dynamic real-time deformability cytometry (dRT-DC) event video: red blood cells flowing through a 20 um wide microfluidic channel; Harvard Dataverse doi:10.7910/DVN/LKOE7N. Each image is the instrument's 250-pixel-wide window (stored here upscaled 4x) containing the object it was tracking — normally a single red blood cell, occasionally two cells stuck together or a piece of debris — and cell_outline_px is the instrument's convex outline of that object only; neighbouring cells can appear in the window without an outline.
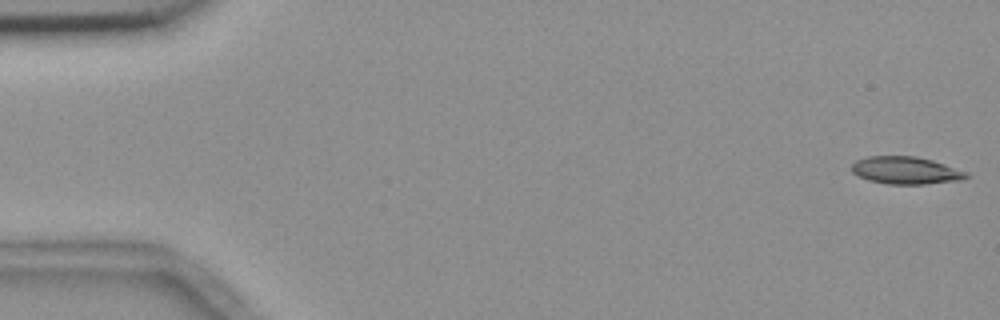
{"species": "common noctule bat (a hibernating species)", "species_latin": "Nyctalus noctula", "temperature_condition": "room temperature", "stored_images_in_passage": 55, "camera_frame_rate_fps": 3000, "um_per_image_px": 0.085, "animal": {"sex": "female", "body_mass_g": 18.4}, "frame": {"image": 1, "passage_image": 1, "time_ms": 0.0, "image_size_px": [1000, 320], "cell_outline_px": [[972, 176], [960, 180], [924, 184], [888, 184], [868, 180], [852, 172], [852, 164], [856, 160], [868, 156], [916, 156], [932, 160], [968, 172]], "centroid_in_image_um": [77.01, 14.48], "position_along_channel_um": 8.0, "area_um2": 18.32}}
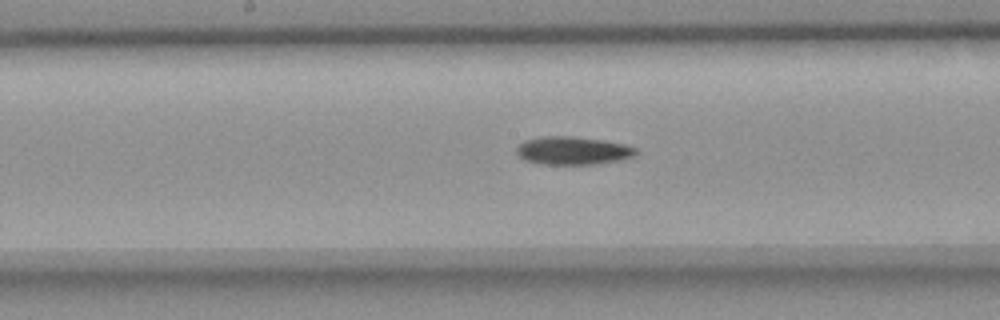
{"frame": {"image": 2, "passage_image": 28, "time_ms": 9.0, "image_size_px": [1000, 320], "cell_outline_px": [[640, 152], [632, 156], [620, 160], [600, 164], [540, 164], [524, 160], [516, 152], [516, 148], [524, 140], [544, 136], [572, 136], [604, 140], [624, 144], [636, 148]], "centroid_in_image_um": [48.7, 12.8], "position_along_channel_um": 199.5, "area_um2": 19.65}}
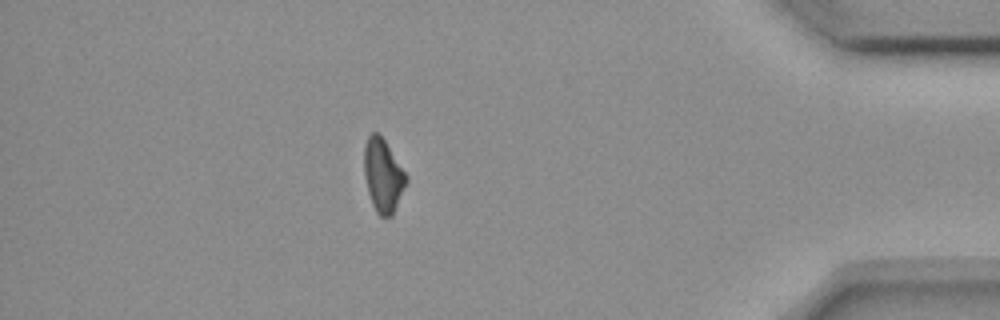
{"frame": {"image": 3, "passage_image": 48, "time_ms": 15.667, "image_size_px": [1000, 320], "cell_outline_px": [[408, 180], [392, 216], [380, 216], [376, 212], [372, 204], [368, 192], [364, 176], [364, 144], [368, 136], [372, 132], [376, 132], [384, 140], [408, 176]], "centroid_in_image_um": [32.55, 14.92], "position_along_channel_um": 402.7, "area_um2": 17.86}, "authors_computed_cell_mechanics": {"area_um2": 19.0162, "velocity_mm_per_s": 3.6903, "shape_relaxation_time_tau1_ms": 9.265, "shape_relaxation_time_tau2_ms": null, "deformation_change_tau1": 0.1975, "deformation_change_tau2": null}}